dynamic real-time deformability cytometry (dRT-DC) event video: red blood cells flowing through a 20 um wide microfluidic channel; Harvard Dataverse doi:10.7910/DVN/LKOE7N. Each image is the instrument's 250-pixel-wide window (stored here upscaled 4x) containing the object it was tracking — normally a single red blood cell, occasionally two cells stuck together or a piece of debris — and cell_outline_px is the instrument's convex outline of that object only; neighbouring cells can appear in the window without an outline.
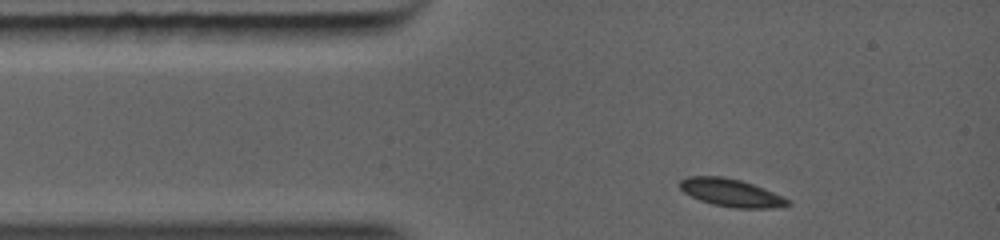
{"species": "common noctule bat (a hibernating species)", "species_latin": "Nyctalus noctula", "temperature_condition": "warm", "stored_images_in_passage": 29, "camera_frame_rate_fps": 5000, "um_per_image_px": 0.085, "animal": {"sex": "female", "body_mass_g": 19.0, "forearm_length_mm": 56.7}, "frame": {"image": 1, "passage_image": 1, "time_ms": 0.0, "image_size_px": [1000, 240], "cell_outline_px": [[792, 204], [772, 208], [732, 208], [712, 204], [700, 200], [684, 192], [680, 188], [680, 180], [688, 176], [724, 176], [740, 180], [764, 188], [792, 200]], "centroid_in_image_um": [62.17, 16.38], "position_along_channel_um": 22.8, "area_um2": 17.51}}
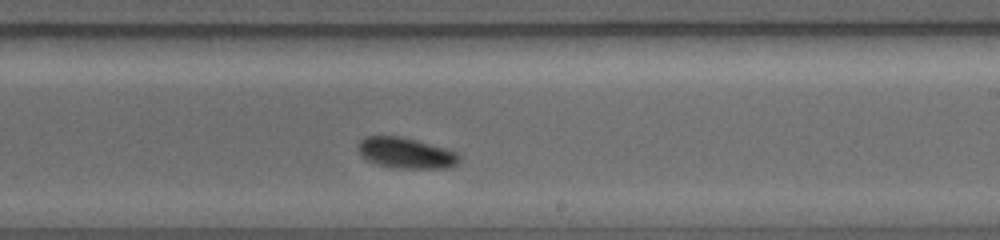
{"frame": {"image": 2, "passage_image": 15, "time_ms": 5.4, "image_size_px": [1000, 240], "cell_outline_px": [[460, 160], [456, 164], [448, 168], [396, 168], [376, 164], [368, 160], [360, 152], [356, 144], [364, 136], [400, 136], [416, 140], [444, 148], [456, 152], [460, 156]], "centroid_in_image_um": [34.49, 13.0], "position_along_channel_um": 254.5, "area_um2": 18.03}}
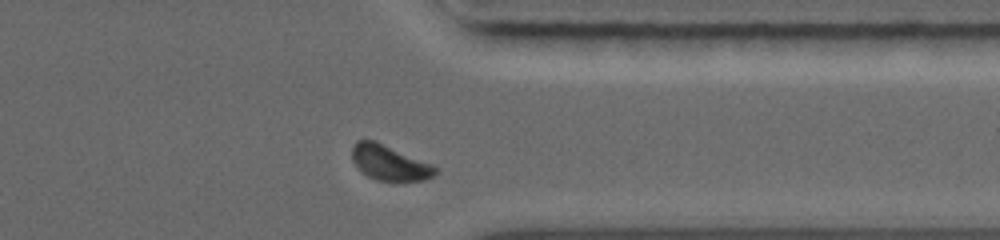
{"frame": {"image": 3, "passage_image": 25, "time_ms": 8.0, "image_size_px": [1000, 240], "cell_outline_px": [[436, 172], [432, 176], [424, 180], [376, 180], [368, 176], [352, 160], [352, 148], [356, 140], [376, 140], [432, 164], [436, 168]], "centroid_in_image_um": [33.09, 13.8], "position_along_channel_um": 378.3, "area_um2": 16.76}}